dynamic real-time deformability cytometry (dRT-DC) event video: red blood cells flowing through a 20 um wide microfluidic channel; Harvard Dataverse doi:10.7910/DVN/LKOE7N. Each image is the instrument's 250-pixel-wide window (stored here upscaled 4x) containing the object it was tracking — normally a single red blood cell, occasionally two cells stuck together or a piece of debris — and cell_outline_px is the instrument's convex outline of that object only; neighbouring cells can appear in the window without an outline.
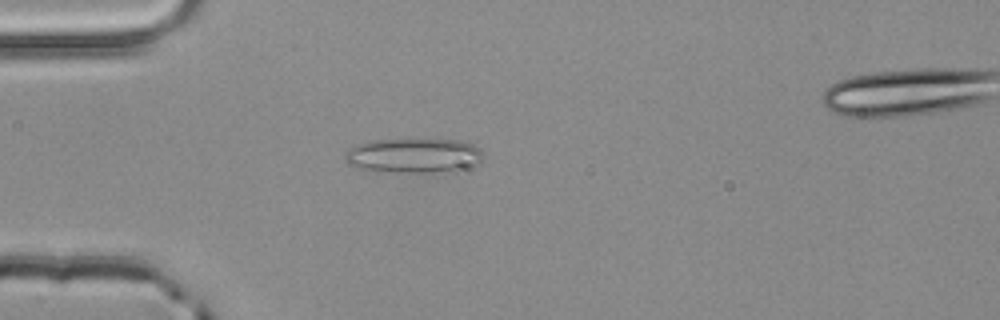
{"species": "common noctule bat (a hibernating species)", "species_latin": "Nyctalus noctula", "temperature_condition": "room temperature", "stored_images_in_passage": 2, "camera_frame_rate_fps": 3000, "um_per_image_px": 0.085, "animal": {"sex": "male", "body_mass_g": 20.4}, "frame": {"image": 1, "passage_image": 1, "time_ms": 0.0, "image_size_px": [1000, 320], "cell_outline_px": [[484, 156], [476, 164], [460, 172], [400, 172], [360, 168], [348, 164], [344, 160], [344, 152], [348, 148], [372, 140], [460, 140], [472, 144], [480, 148], [484, 152]], "centroid_in_image_um": [35.23, 13.23], "position_along_channel_um": 49.8, "area_um2": 28.03}}